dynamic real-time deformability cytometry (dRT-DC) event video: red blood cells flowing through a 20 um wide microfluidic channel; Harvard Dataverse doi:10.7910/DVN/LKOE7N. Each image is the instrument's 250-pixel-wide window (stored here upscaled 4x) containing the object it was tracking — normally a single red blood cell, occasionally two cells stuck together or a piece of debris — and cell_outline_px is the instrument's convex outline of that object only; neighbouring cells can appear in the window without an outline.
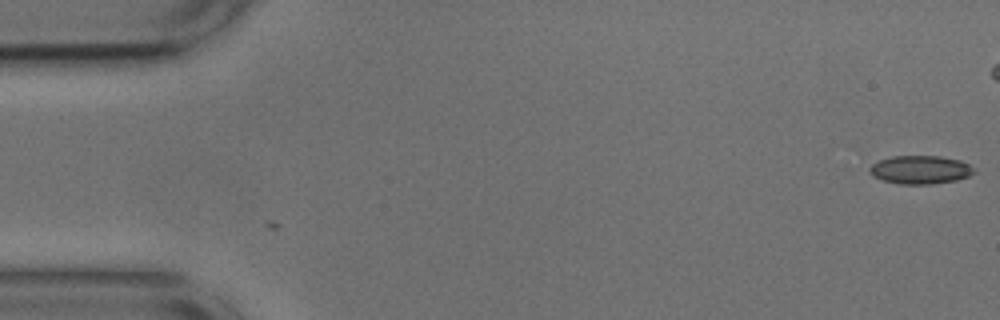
{"species": "common noctule bat (a hibernating species)", "species_latin": "Nyctalus noctula", "temperature_condition": "cold", "stored_images_in_passage": 3, "camera_frame_rate_fps": 3000, "um_per_image_px": 0.085, "animal": {"sex": "male", "body_mass_g": 17.9, "forearm_length_mm": 54.2}, "frame": {"image": 1, "passage_image": 3, "time_ms": 0.667, "image_size_px": [1000, 320], "cell_outline_px": [[976, 172], [968, 176], [956, 180], [932, 184], [900, 184], [884, 180], [872, 176], [868, 172], [868, 168], [872, 164], [880, 160], [892, 156], [940, 156], [960, 160], [976, 168]], "centroid_in_image_um": [78.23, 14.42], "position_along_channel_um": 6.8, "area_um2": 17.34}}